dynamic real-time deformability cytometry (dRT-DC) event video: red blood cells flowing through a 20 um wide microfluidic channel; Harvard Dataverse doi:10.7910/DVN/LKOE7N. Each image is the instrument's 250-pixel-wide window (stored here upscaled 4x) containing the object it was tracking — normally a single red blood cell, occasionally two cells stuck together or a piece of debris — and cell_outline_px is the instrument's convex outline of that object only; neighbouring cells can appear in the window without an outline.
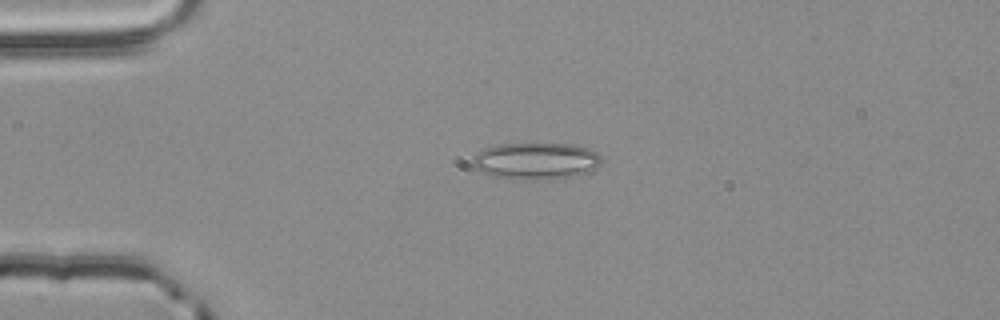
{"species": "common noctule bat (a hibernating species)", "species_latin": "Nyctalus noctula", "temperature_condition": "room temperature", "stored_images_in_passage": 18, "camera_frame_rate_fps": 3000, "um_per_image_px": 0.085, "animal": {"sex": "male", "body_mass_g": 20.4}, "frame": {"image": 1, "passage_image": 13, "time_ms": 4.0, "image_size_px": [1000, 320], "cell_outline_px": [[600, 164], [596, 168], [564, 176], [532, 180], [492, 176], [476, 168], [472, 164], [472, 156], [476, 152], [484, 148], [496, 144], [572, 144], [588, 148], [596, 152], [600, 156]], "centroid_in_image_um": [45.47, 13.65], "position_along_channel_um": 39.5, "area_um2": 26.99}}